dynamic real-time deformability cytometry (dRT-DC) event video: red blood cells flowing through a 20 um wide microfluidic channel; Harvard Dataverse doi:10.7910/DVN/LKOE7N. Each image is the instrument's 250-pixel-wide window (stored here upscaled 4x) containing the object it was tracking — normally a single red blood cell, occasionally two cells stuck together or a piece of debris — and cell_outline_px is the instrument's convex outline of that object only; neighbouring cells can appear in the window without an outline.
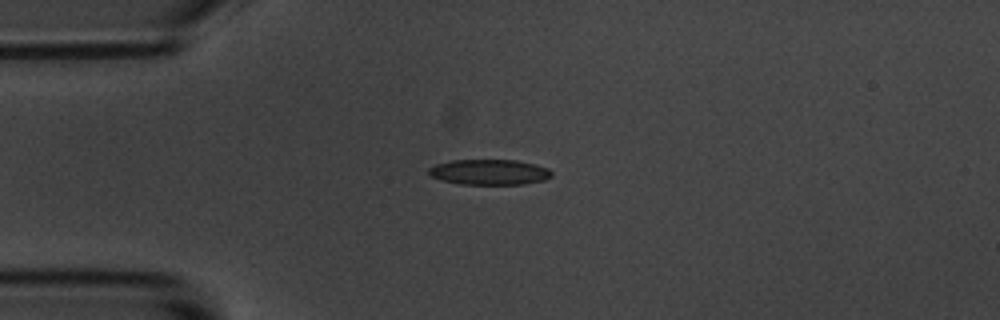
{"species": "common noctule bat (a hibernating species)", "species_latin": "Nyctalus noctula", "temperature_condition": "room temperature", "stored_images_in_passage": 6, "camera_frame_rate_fps": 3000, "um_per_image_px": 0.085, "animal": {"sex": "male", "body_mass_g": 20.1, "forearm_length_mm": 53.5}, "frame": {"image": 1, "passage_image": 1, "time_ms": 0.0, "image_size_px": [1000, 320], "cell_outline_px": [[552, 176], [544, 180], [524, 184], [460, 184], [440, 180], [432, 176], [428, 172], [428, 168], [436, 164], [452, 160], [516, 160], [548, 168], [552, 172]], "centroid_in_image_um": [41.58, 14.63], "position_along_channel_um": 43.4, "area_um2": 18.15}}
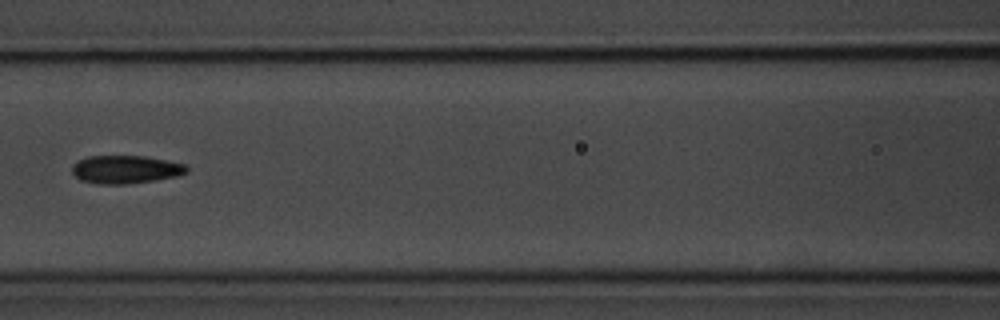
{"frame": {"image": 2, "passage_image": 4, "time_ms": 3.667, "image_size_px": [1000, 320], "cell_outline_px": [[188, 172], [176, 176], [156, 180], [124, 184], [96, 184], [80, 180], [72, 172], [72, 168], [80, 160], [88, 156], [144, 156], [184, 164], [188, 168]], "centroid_in_image_um": [10.68, 14.41], "position_along_channel_um": 155.9, "area_um2": 18.55}}
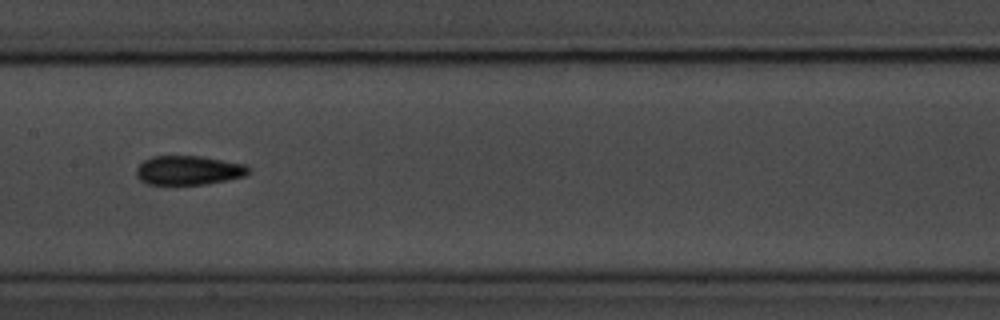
{"frame": {"image": 3, "passage_image": 5, "time_ms": 4.667, "image_size_px": [1000, 320], "cell_outline_px": [[248, 172], [244, 176], [228, 180], [204, 184], [148, 184], [140, 180], [136, 176], [136, 168], [144, 160], [152, 156], [200, 156], [244, 164], [248, 168]], "centroid_in_image_um": [15.98, 14.47], "position_along_channel_um": 191.4, "area_um2": 18.9}}